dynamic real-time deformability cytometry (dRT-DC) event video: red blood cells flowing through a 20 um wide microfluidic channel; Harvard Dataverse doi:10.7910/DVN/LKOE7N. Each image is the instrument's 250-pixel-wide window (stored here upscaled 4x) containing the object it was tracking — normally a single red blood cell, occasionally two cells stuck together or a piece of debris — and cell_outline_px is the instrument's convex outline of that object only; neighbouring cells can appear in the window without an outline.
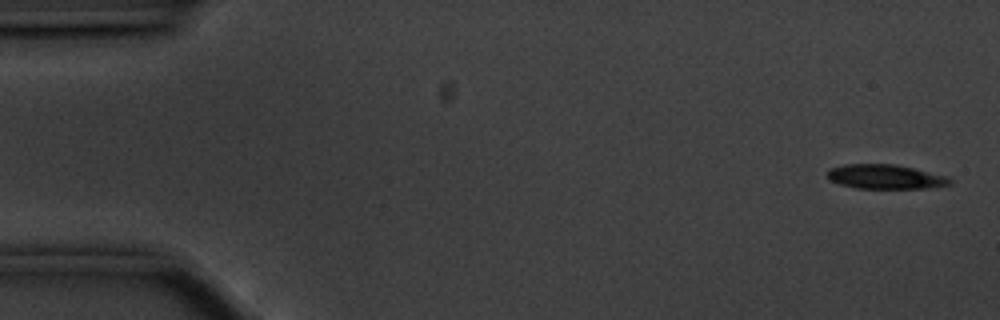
{"species": "common noctule bat (a hibernating species)", "species_latin": "Nyctalus noctula", "temperature_condition": "cold", "stored_images_in_passage": 56, "camera_frame_rate_fps": 3000, "um_per_image_px": 0.085, "animal": {"sex": "male", "body_mass_g": 20.1, "forearm_length_mm": 53.5}, "frame": {"image": 1, "passage_image": 2, "time_ms": 0.333, "image_size_px": [1000, 320], "cell_outline_px": [[952, 184], [924, 188], [856, 188], [840, 184], [828, 180], [828, 168], [844, 164], [892, 164], [912, 168], [948, 176], [952, 180]], "centroid_in_image_um": [75.23, 15.02], "position_along_channel_um": 9.8, "area_um2": 17.34}}
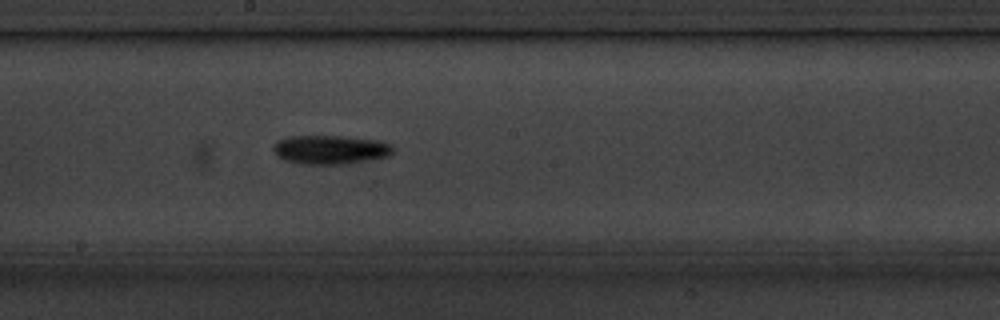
{"frame": {"image": 2, "passage_image": 30, "time_ms": 9.667, "image_size_px": [1000, 320], "cell_outline_px": [[392, 152], [388, 156], [340, 164], [300, 164], [284, 160], [276, 156], [272, 148], [276, 140], [288, 136], [344, 136], [380, 140], [392, 144]], "centroid_in_image_um": [28.02, 12.7], "position_along_channel_um": 220.2, "area_um2": 20.23}}
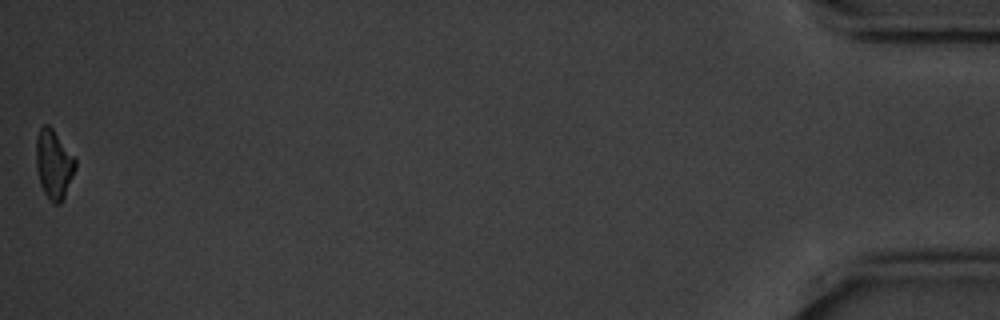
{"frame": {"image": 3, "passage_image": 56, "time_ms": 18.333, "image_size_px": [1000, 320], "cell_outline_px": [[76, 168], [64, 196], [60, 204], [52, 204], [44, 192], [40, 184], [36, 168], [36, 136], [40, 128], [44, 124], [48, 124], [52, 128], [76, 160]], "centroid_in_image_um": [4.55, 13.97], "position_along_channel_um": 430.7, "area_um2": 15.66}, "authors_computed_cell_mechanics": {"area_um2": 17.629, "velocity_mm_per_s": 3.5558, "shape_relaxation_time_tau1_ms": 2.1833, "shape_relaxation_time_tau2_ms": null, "deformation_change_tau1": 0.1288, "deformation_change_tau2": null}}